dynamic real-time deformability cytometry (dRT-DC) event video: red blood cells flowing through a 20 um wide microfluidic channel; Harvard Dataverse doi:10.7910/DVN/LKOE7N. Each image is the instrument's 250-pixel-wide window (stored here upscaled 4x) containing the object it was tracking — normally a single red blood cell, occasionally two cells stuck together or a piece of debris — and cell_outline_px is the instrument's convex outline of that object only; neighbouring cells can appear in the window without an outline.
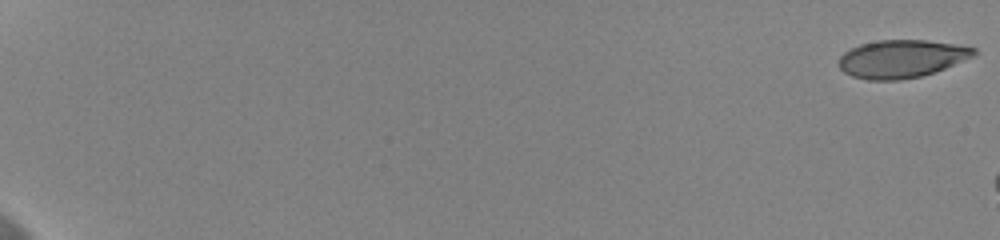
{"species": "human", "species_latin": "Homo sapiens", "temperature_condition": "cold", "stored_images_in_passage": 19, "camera_frame_rate_fps": 3000, "um_per_image_px": 0.085, "donor": {"sex": "female"}, "frame": {"image": 1, "passage_image": 1, "time_ms": 0.0, "image_size_px": [1000, 240], "cell_outline_px": [[976, 56], [936, 72], [920, 76], [900, 80], [868, 80], [852, 76], [844, 72], [836, 64], [840, 56], [844, 52], [860, 44], [876, 40], [928, 40], [976, 48]], "centroid_in_image_um": [76.63, 5.0], "position_along_channel_um": 8.4, "area_um2": 30.06}}